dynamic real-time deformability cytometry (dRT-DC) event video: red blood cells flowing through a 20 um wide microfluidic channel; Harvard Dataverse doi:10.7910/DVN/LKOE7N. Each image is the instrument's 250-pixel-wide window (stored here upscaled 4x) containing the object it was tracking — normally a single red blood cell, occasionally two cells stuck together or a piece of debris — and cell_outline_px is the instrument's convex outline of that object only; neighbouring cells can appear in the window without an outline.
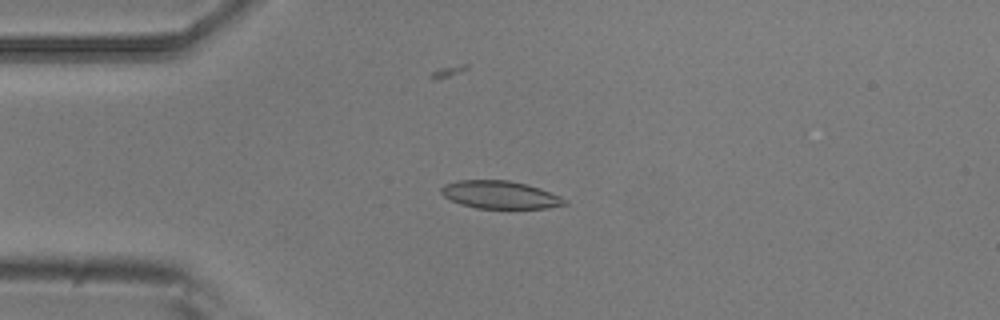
{"species": "common noctule bat (a hibernating species)", "species_latin": "Nyctalus noctula", "temperature_condition": "room temperature", "stored_images_in_passage": 6, "camera_frame_rate_fps": 3000, "um_per_image_px": 0.085, "animal": {"sex": "male", "body_mass_g": 20.5, "forearm_length_mm": 52.5}, "frame": {"image": 1, "passage_image": 2, "time_ms": 0.333, "image_size_px": [1000, 320], "cell_outline_px": [[568, 204], [548, 208], [476, 208], [460, 204], [444, 196], [440, 192], [440, 188], [444, 184], [456, 180], [508, 180], [528, 184], [540, 188], [560, 196], [568, 200]], "centroid_in_image_um": [42.51, 16.55], "position_along_channel_um": 42.5, "area_um2": 20.11}}
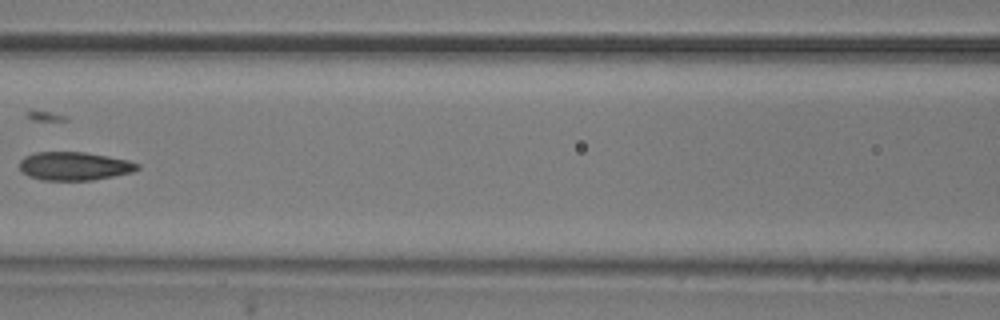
{"frame": {"image": 2, "passage_image": 5, "time_ms": 1.333, "image_size_px": [1000, 320], "cell_outline_px": [[140, 168], [132, 172], [92, 180], [44, 180], [28, 176], [20, 172], [20, 160], [24, 156], [36, 152], [84, 152], [128, 160], [140, 164]], "centroid_in_image_um": [6.29, 14.12], "position_along_channel_um": 160.3, "area_um2": 19.48}}
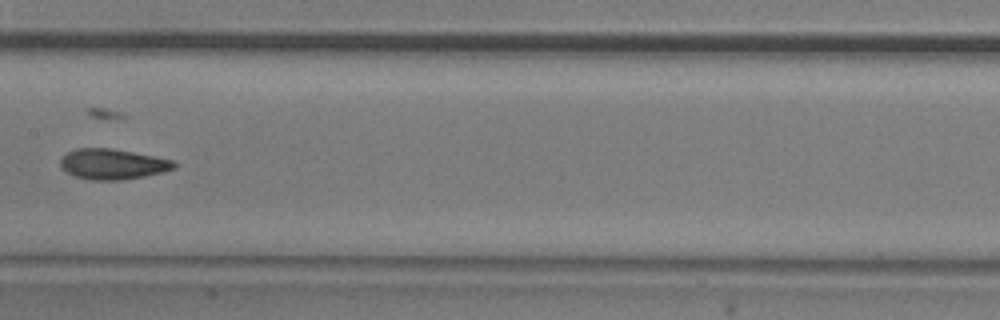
{"frame": {"image": 3, "passage_image": 6, "time_ms": 1.667, "image_size_px": [1000, 320], "cell_outline_px": [[176, 168], [164, 172], [124, 180], [92, 180], [76, 176], [68, 172], [60, 164], [60, 160], [68, 152], [76, 148], [112, 148], [156, 156], [172, 160], [176, 164]], "centroid_in_image_um": [9.62, 13.94], "position_along_channel_um": 197.8, "area_um2": 20.11}}